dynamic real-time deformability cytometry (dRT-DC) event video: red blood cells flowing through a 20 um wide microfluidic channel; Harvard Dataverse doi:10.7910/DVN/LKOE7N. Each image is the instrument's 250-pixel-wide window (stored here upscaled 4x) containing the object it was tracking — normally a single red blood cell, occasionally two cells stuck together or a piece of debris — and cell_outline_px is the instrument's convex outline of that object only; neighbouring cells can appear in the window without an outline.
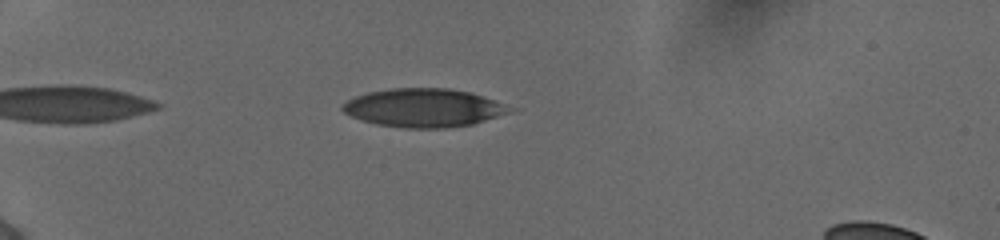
{"species": "human", "species_latin": "Homo sapiens", "temperature_condition": "cold", "stored_images_in_passage": 43, "camera_frame_rate_fps": 3000, "um_per_image_px": 0.085, "donor": {"sex": "female"}, "frame": {"image": 1, "passage_image": 5, "time_ms": 1.333, "image_size_px": [1000, 240], "cell_outline_px": [[520, 108], [512, 112], [472, 124], [444, 128], [404, 128], [376, 124], [360, 120], [344, 112], [340, 108], [348, 100], [356, 96], [368, 92], [392, 88], [448, 88], [472, 92]], "centroid_in_image_um": [36.09, 9.16], "position_along_channel_um": 48.9, "area_um2": 37.8}}
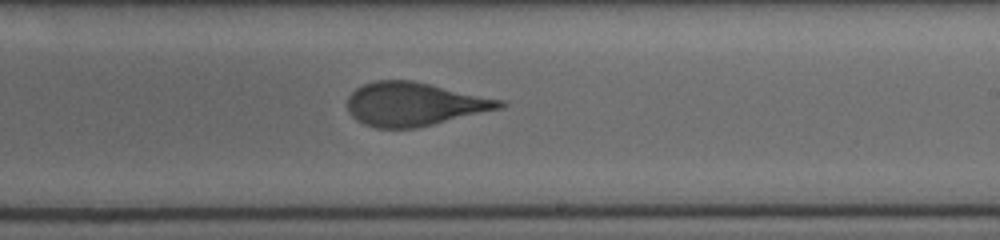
{"frame": {"image": 2, "passage_image": 24, "time_ms": 7.667, "image_size_px": [1000, 240], "cell_outline_px": [[508, 104], [504, 108], [416, 128], [376, 128], [364, 124], [356, 120], [352, 116], [348, 108], [348, 96], [356, 88], [364, 84], [376, 80], [412, 80], [504, 100]], "centroid_in_image_um": [35.24, 8.85], "position_along_channel_um": 253.8, "area_um2": 38.73}}
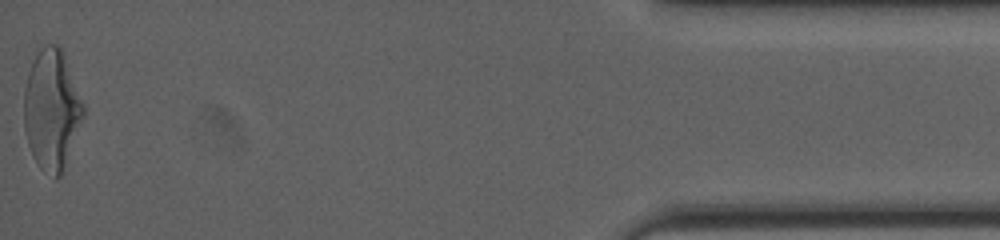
{"frame": {"image": 3, "passage_image": 43, "time_ms": 14.0, "image_size_px": [1000, 240], "cell_outline_px": [[84, 112], [60, 176], [56, 180], [40, 168], [36, 164], [32, 156], [28, 144], [24, 128], [24, 88], [28, 72], [36, 56], [48, 44], [56, 44], [60, 48], [84, 104]], "centroid_in_image_um": [4.36, 9.37], "position_along_channel_um": 430.8, "area_um2": 40.52}, "authors_computed_cell_mechanics": {"area_um2": 39.1884, "velocity_mm_per_s": 3.8993, "shape_relaxation_time_tau1_ms": 3.8971, "shape_relaxation_time_tau2_ms": 0.915, "deformation_change_tau1": 0.1585, "deformation_change_tau2": 0.075}}